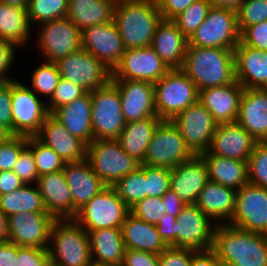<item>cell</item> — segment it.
<instances>
[{"label": "cell", "instance_id": "1", "mask_svg": "<svg viewBox=\"0 0 267 266\" xmlns=\"http://www.w3.org/2000/svg\"><path fill=\"white\" fill-rule=\"evenodd\" d=\"M222 266H267V235L218 224L213 247Z\"/></svg>", "mask_w": 267, "mask_h": 266}, {"label": "cell", "instance_id": "2", "mask_svg": "<svg viewBox=\"0 0 267 266\" xmlns=\"http://www.w3.org/2000/svg\"><path fill=\"white\" fill-rule=\"evenodd\" d=\"M234 49L188 46L180 68L197 90L236 82Z\"/></svg>", "mask_w": 267, "mask_h": 266}, {"label": "cell", "instance_id": "3", "mask_svg": "<svg viewBox=\"0 0 267 266\" xmlns=\"http://www.w3.org/2000/svg\"><path fill=\"white\" fill-rule=\"evenodd\" d=\"M162 19L154 0L115 5L113 21L126 49L151 46Z\"/></svg>", "mask_w": 267, "mask_h": 266}, {"label": "cell", "instance_id": "4", "mask_svg": "<svg viewBox=\"0 0 267 266\" xmlns=\"http://www.w3.org/2000/svg\"><path fill=\"white\" fill-rule=\"evenodd\" d=\"M50 262L58 266H90L89 234L74 219H56L49 238Z\"/></svg>", "mask_w": 267, "mask_h": 266}, {"label": "cell", "instance_id": "5", "mask_svg": "<svg viewBox=\"0 0 267 266\" xmlns=\"http://www.w3.org/2000/svg\"><path fill=\"white\" fill-rule=\"evenodd\" d=\"M86 159L106 186L134 173L141 163L128 155L117 139H97L87 146Z\"/></svg>", "mask_w": 267, "mask_h": 266}, {"label": "cell", "instance_id": "6", "mask_svg": "<svg viewBox=\"0 0 267 266\" xmlns=\"http://www.w3.org/2000/svg\"><path fill=\"white\" fill-rule=\"evenodd\" d=\"M154 96L157 116L161 120H172L198 101L199 91L181 69H171L154 83Z\"/></svg>", "mask_w": 267, "mask_h": 266}, {"label": "cell", "instance_id": "7", "mask_svg": "<svg viewBox=\"0 0 267 266\" xmlns=\"http://www.w3.org/2000/svg\"><path fill=\"white\" fill-rule=\"evenodd\" d=\"M129 213L130 208L116 190L106 186L79 209L73 219L89 233L103 228L120 229Z\"/></svg>", "mask_w": 267, "mask_h": 266}, {"label": "cell", "instance_id": "8", "mask_svg": "<svg viewBox=\"0 0 267 266\" xmlns=\"http://www.w3.org/2000/svg\"><path fill=\"white\" fill-rule=\"evenodd\" d=\"M90 96L94 140L117 139L126 125L118 87L110 80L103 87L91 91Z\"/></svg>", "mask_w": 267, "mask_h": 266}, {"label": "cell", "instance_id": "9", "mask_svg": "<svg viewBox=\"0 0 267 266\" xmlns=\"http://www.w3.org/2000/svg\"><path fill=\"white\" fill-rule=\"evenodd\" d=\"M240 42L237 11L213 6L188 39V46L234 49Z\"/></svg>", "mask_w": 267, "mask_h": 266}, {"label": "cell", "instance_id": "10", "mask_svg": "<svg viewBox=\"0 0 267 266\" xmlns=\"http://www.w3.org/2000/svg\"><path fill=\"white\" fill-rule=\"evenodd\" d=\"M34 28H37L34 47L44 61L55 63L81 47V31L68 17L46 21Z\"/></svg>", "mask_w": 267, "mask_h": 266}, {"label": "cell", "instance_id": "11", "mask_svg": "<svg viewBox=\"0 0 267 266\" xmlns=\"http://www.w3.org/2000/svg\"><path fill=\"white\" fill-rule=\"evenodd\" d=\"M195 154L186 145L178 128L171 120H163L156 128L150 140L142 164L173 169L183 162L191 160Z\"/></svg>", "mask_w": 267, "mask_h": 266}, {"label": "cell", "instance_id": "12", "mask_svg": "<svg viewBox=\"0 0 267 266\" xmlns=\"http://www.w3.org/2000/svg\"><path fill=\"white\" fill-rule=\"evenodd\" d=\"M45 99L35 94L27 84L11 81L12 132L35 136L50 115Z\"/></svg>", "mask_w": 267, "mask_h": 266}, {"label": "cell", "instance_id": "13", "mask_svg": "<svg viewBox=\"0 0 267 266\" xmlns=\"http://www.w3.org/2000/svg\"><path fill=\"white\" fill-rule=\"evenodd\" d=\"M61 78L82 87L86 92L103 87L111 80V71L83 47L55 62Z\"/></svg>", "mask_w": 267, "mask_h": 266}, {"label": "cell", "instance_id": "14", "mask_svg": "<svg viewBox=\"0 0 267 266\" xmlns=\"http://www.w3.org/2000/svg\"><path fill=\"white\" fill-rule=\"evenodd\" d=\"M170 70L151 46L126 49L111 71V80H137L154 84Z\"/></svg>", "mask_w": 267, "mask_h": 266}, {"label": "cell", "instance_id": "15", "mask_svg": "<svg viewBox=\"0 0 267 266\" xmlns=\"http://www.w3.org/2000/svg\"><path fill=\"white\" fill-rule=\"evenodd\" d=\"M171 121L195 155H200L209 149L218 124L200 101L188 106Z\"/></svg>", "mask_w": 267, "mask_h": 266}, {"label": "cell", "instance_id": "16", "mask_svg": "<svg viewBox=\"0 0 267 266\" xmlns=\"http://www.w3.org/2000/svg\"><path fill=\"white\" fill-rule=\"evenodd\" d=\"M176 225V248L195 251L212 249L217 224L196 204H186L182 208L176 217Z\"/></svg>", "mask_w": 267, "mask_h": 266}, {"label": "cell", "instance_id": "17", "mask_svg": "<svg viewBox=\"0 0 267 266\" xmlns=\"http://www.w3.org/2000/svg\"><path fill=\"white\" fill-rule=\"evenodd\" d=\"M228 224L267 235V189L248 182L237 190L235 212Z\"/></svg>", "mask_w": 267, "mask_h": 266}, {"label": "cell", "instance_id": "18", "mask_svg": "<svg viewBox=\"0 0 267 266\" xmlns=\"http://www.w3.org/2000/svg\"><path fill=\"white\" fill-rule=\"evenodd\" d=\"M8 241L18 246L48 248L56 220L47 212H21L7 217Z\"/></svg>", "mask_w": 267, "mask_h": 266}, {"label": "cell", "instance_id": "19", "mask_svg": "<svg viewBox=\"0 0 267 266\" xmlns=\"http://www.w3.org/2000/svg\"><path fill=\"white\" fill-rule=\"evenodd\" d=\"M81 47L112 71L126 50L114 21L81 30Z\"/></svg>", "mask_w": 267, "mask_h": 266}, {"label": "cell", "instance_id": "20", "mask_svg": "<svg viewBox=\"0 0 267 266\" xmlns=\"http://www.w3.org/2000/svg\"><path fill=\"white\" fill-rule=\"evenodd\" d=\"M111 81L118 87L126 123L147 117H158L155 110L153 83L137 80Z\"/></svg>", "mask_w": 267, "mask_h": 266}, {"label": "cell", "instance_id": "21", "mask_svg": "<svg viewBox=\"0 0 267 266\" xmlns=\"http://www.w3.org/2000/svg\"><path fill=\"white\" fill-rule=\"evenodd\" d=\"M258 142L238 123L218 124L209 149L200 155H217L247 161Z\"/></svg>", "mask_w": 267, "mask_h": 266}, {"label": "cell", "instance_id": "22", "mask_svg": "<svg viewBox=\"0 0 267 266\" xmlns=\"http://www.w3.org/2000/svg\"><path fill=\"white\" fill-rule=\"evenodd\" d=\"M236 123L257 142H267V88H244Z\"/></svg>", "mask_w": 267, "mask_h": 266}, {"label": "cell", "instance_id": "23", "mask_svg": "<svg viewBox=\"0 0 267 266\" xmlns=\"http://www.w3.org/2000/svg\"><path fill=\"white\" fill-rule=\"evenodd\" d=\"M64 176L72 195V219L106 185L92 170L85 158L78 162H66Z\"/></svg>", "mask_w": 267, "mask_h": 266}, {"label": "cell", "instance_id": "24", "mask_svg": "<svg viewBox=\"0 0 267 266\" xmlns=\"http://www.w3.org/2000/svg\"><path fill=\"white\" fill-rule=\"evenodd\" d=\"M209 181L208 168L200 155L171 169L170 189L185 204H195L198 195Z\"/></svg>", "mask_w": 267, "mask_h": 266}, {"label": "cell", "instance_id": "25", "mask_svg": "<svg viewBox=\"0 0 267 266\" xmlns=\"http://www.w3.org/2000/svg\"><path fill=\"white\" fill-rule=\"evenodd\" d=\"M35 137L50 147L65 162H78L86 158L87 145L81 139L73 136L51 114L46 118Z\"/></svg>", "mask_w": 267, "mask_h": 266}, {"label": "cell", "instance_id": "26", "mask_svg": "<svg viewBox=\"0 0 267 266\" xmlns=\"http://www.w3.org/2000/svg\"><path fill=\"white\" fill-rule=\"evenodd\" d=\"M233 52L236 81L243 88H267V51L239 42Z\"/></svg>", "mask_w": 267, "mask_h": 266}, {"label": "cell", "instance_id": "27", "mask_svg": "<svg viewBox=\"0 0 267 266\" xmlns=\"http://www.w3.org/2000/svg\"><path fill=\"white\" fill-rule=\"evenodd\" d=\"M243 90L237 81L229 85L206 88L199 91L198 101L210 111L217 124L234 123Z\"/></svg>", "mask_w": 267, "mask_h": 266}, {"label": "cell", "instance_id": "28", "mask_svg": "<svg viewBox=\"0 0 267 266\" xmlns=\"http://www.w3.org/2000/svg\"><path fill=\"white\" fill-rule=\"evenodd\" d=\"M237 190L208 181L195 204L215 224H228L234 215Z\"/></svg>", "mask_w": 267, "mask_h": 266}, {"label": "cell", "instance_id": "29", "mask_svg": "<svg viewBox=\"0 0 267 266\" xmlns=\"http://www.w3.org/2000/svg\"><path fill=\"white\" fill-rule=\"evenodd\" d=\"M36 185L47 213L55 219H72V195L63 170L39 176Z\"/></svg>", "mask_w": 267, "mask_h": 266}, {"label": "cell", "instance_id": "30", "mask_svg": "<svg viewBox=\"0 0 267 266\" xmlns=\"http://www.w3.org/2000/svg\"><path fill=\"white\" fill-rule=\"evenodd\" d=\"M151 47L170 69H180L188 39L172 20L162 19L156 27Z\"/></svg>", "mask_w": 267, "mask_h": 266}, {"label": "cell", "instance_id": "31", "mask_svg": "<svg viewBox=\"0 0 267 266\" xmlns=\"http://www.w3.org/2000/svg\"><path fill=\"white\" fill-rule=\"evenodd\" d=\"M91 109L90 92H86L83 96L58 108L51 115L73 136L81 139L88 146L94 140Z\"/></svg>", "mask_w": 267, "mask_h": 266}, {"label": "cell", "instance_id": "32", "mask_svg": "<svg viewBox=\"0 0 267 266\" xmlns=\"http://www.w3.org/2000/svg\"><path fill=\"white\" fill-rule=\"evenodd\" d=\"M88 234L94 264L121 266L126 250L121 229L103 228L92 230Z\"/></svg>", "mask_w": 267, "mask_h": 266}, {"label": "cell", "instance_id": "33", "mask_svg": "<svg viewBox=\"0 0 267 266\" xmlns=\"http://www.w3.org/2000/svg\"><path fill=\"white\" fill-rule=\"evenodd\" d=\"M120 229L127 249L159 255L168 247L161 239L156 225L149 224L131 213L127 215Z\"/></svg>", "mask_w": 267, "mask_h": 266}, {"label": "cell", "instance_id": "34", "mask_svg": "<svg viewBox=\"0 0 267 266\" xmlns=\"http://www.w3.org/2000/svg\"><path fill=\"white\" fill-rule=\"evenodd\" d=\"M35 30L29 21L27 8L10 6L0 1V39L18 48L28 49Z\"/></svg>", "mask_w": 267, "mask_h": 266}, {"label": "cell", "instance_id": "35", "mask_svg": "<svg viewBox=\"0 0 267 266\" xmlns=\"http://www.w3.org/2000/svg\"><path fill=\"white\" fill-rule=\"evenodd\" d=\"M162 121L159 117H147L142 120L128 122L117 140L128 155L142 164L149 142L153 138L157 126Z\"/></svg>", "mask_w": 267, "mask_h": 266}, {"label": "cell", "instance_id": "36", "mask_svg": "<svg viewBox=\"0 0 267 266\" xmlns=\"http://www.w3.org/2000/svg\"><path fill=\"white\" fill-rule=\"evenodd\" d=\"M114 0H68L67 17L81 31L97 24L112 22Z\"/></svg>", "mask_w": 267, "mask_h": 266}, {"label": "cell", "instance_id": "37", "mask_svg": "<svg viewBox=\"0 0 267 266\" xmlns=\"http://www.w3.org/2000/svg\"><path fill=\"white\" fill-rule=\"evenodd\" d=\"M207 164L209 180L239 190L248 183L247 161L217 155H200Z\"/></svg>", "mask_w": 267, "mask_h": 266}, {"label": "cell", "instance_id": "38", "mask_svg": "<svg viewBox=\"0 0 267 266\" xmlns=\"http://www.w3.org/2000/svg\"><path fill=\"white\" fill-rule=\"evenodd\" d=\"M0 211L7 217L21 212H47L36 184H25L11 193L0 195Z\"/></svg>", "mask_w": 267, "mask_h": 266}, {"label": "cell", "instance_id": "39", "mask_svg": "<svg viewBox=\"0 0 267 266\" xmlns=\"http://www.w3.org/2000/svg\"><path fill=\"white\" fill-rule=\"evenodd\" d=\"M42 62L32 70L31 76H28L31 84H27V86L39 97H45L47 102L52 97L61 76L56 63L44 60Z\"/></svg>", "mask_w": 267, "mask_h": 266}, {"label": "cell", "instance_id": "40", "mask_svg": "<svg viewBox=\"0 0 267 266\" xmlns=\"http://www.w3.org/2000/svg\"><path fill=\"white\" fill-rule=\"evenodd\" d=\"M118 196L131 208L138 201L146 198L145 165L134 173L128 174L119 179L113 186Z\"/></svg>", "mask_w": 267, "mask_h": 266}, {"label": "cell", "instance_id": "41", "mask_svg": "<svg viewBox=\"0 0 267 266\" xmlns=\"http://www.w3.org/2000/svg\"><path fill=\"white\" fill-rule=\"evenodd\" d=\"M28 16L32 27L40 23L67 17L68 0H29Z\"/></svg>", "mask_w": 267, "mask_h": 266}, {"label": "cell", "instance_id": "42", "mask_svg": "<svg viewBox=\"0 0 267 266\" xmlns=\"http://www.w3.org/2000/svg\"><path fill=\"white\" fill-rule=\"evenodd\" d=\"M27 147L32 151L39 176L64 169L66 162L35 136L28 137Z\"/></svg>", "mask_w": 267, "mask_h": 266}, {"label": "cell", "instance_id": "43", "mask_svg": "<svg viewBox=\"0 0 267 266\" xmlns=\"http://www.w3.org/2000/svg\"><path fill=\"white\" fill-rule=\"evenodd\" d=\"M212 4L210 0H197L175 16L172 21L183 35L189 39L206 19Z\"/></svg>", "mask_w": 267, "mask_h": 266}, {"label": "cell", "instance_id": "44", "mask_svg": "<svg viewBox=\"0 0 267 266\" xmlns=\"http://www.w3.org/2000/svg\"><path fill=\"white\" fill-rule=\"evenodd\" d=\"M248 181L267 189V142H258L247 160Z\"/></svg>", "mask_w": 267, "mask_h": 266}, {"label": "cell", "instance_id": "45", "mask_svg": "<svg viewBox=\"0 0 267 266\" xmlns=\"http://www.w3.org/2000/svg\"><path fill=\"white\" fill-rule=\"evenodd\" d=\"M240 33L248 26L267 20V0H243L237 10Z\"/></svg>", "mask_w": 267, "mask_h": 266}, {"label": "cell", "instance_id": "46", "mask_svg": "<svg viewBox=\"0 0 267 266\" xmlns=\"http://www.w3.org/2000/svg\"><path fill=\"white\" fill-rule=\"evenodd\" d=\"M86 91L73 82L61 78L54 90L52 97L47 101V107L50 114L58 108L69 104L73 100L83 96Z\"/></svg>", "mask_w": 267, "mask_h": 266}, {"label": "cell", "instance_id": "47", "mask_svg": "<svg viewBox=\"0 0 267 266\" xmlns=\"http://www.w3.org/2000/svg\"><path fill=\"white\" fill-rule=\"evenodd\" d=\"M130 213L135 217L153 225H157L165 214L162 197H146L130 208Z\"/></svg>", "mask_w": 267, "mask_h": 266}, {"label": "cell", "instance_id": "48", "mask_svg": "<svg viewBox=\"0 0 267 266\" xmlns=\"http://www.w3.org/2000/svg\"><path fill=\"white\" fill-rule=\"evenodd\" d=\"M171 169L145 165L146 197H162L170 189Z\"/></svg>", "mask_w": 267, "mask_h": 266}, {"label": "cell", "instance_id": "49", "mask_svg": "<svg viewBox=\"0 0 267 266\" xmlns=\"http://www.w3.org/2000/svg\"><path fill=\"white\" fill-rule=\"evenodd\" d=\"M28 137L15 135L0 145V171L13 170L20 153L27 147Z\"/></svg>", "mask_w": 267, "mask_h": 266}, {"label": "cell", "instance_id": "50", "mask_svg": "<svg viewBox=\"0 0 267 266\" xmlns=\"http://www.w3.org/2000/svg\"><path fill=\"white\" fill-rule=\"evenodd\" d=\"M24 184H37L39 174L32 151L26 147L19 155V158L12 170Z\"/></svg>", "mask_w": 267, "mask_h": 266}, {"label": "cell", "instance_id": "51", "mask_svg": "<svg viewBox=\"0 0 267 266\" xmlns=\"http://www.w3.org/2000/svg\"><path fill=\"white\" fill-rule=\"evenodd\" d=\"M49 262L48 248L17 245L16 266H47Z\"/></svg>", "mask_w": 267, "mask_h": 266}, {"label": "cell", "instance_id": "52", "mask_svg": "<svg viewBox=\"0 0 267 266\" xmlns=\"http://www.w3.org/2000/svg\"><path fill=\"white\" fill-rule=\"evenodd\" d=\"M21 49L9 41L0 39V82H11L16 80L13 76L8 75L17 63V52ZM13 66V67H12Z\"/></svg>", "mask_w": 267, "mask_h": 266}, {"label": "cell", "instance_id": "53", "mask_svg": "<svg viewBox=\"0 0 267 266\" xmlns=\"http://www.w3.org/2000/svg\"><path fill=\"white\" fill-rule=\"evenodd\" d=\"M240 42L244 45L267 51V20L246 27L240 33Z\"/></svg>", "mask_w": 267, "mask_h": 266}, {"label": "cell", "instance_id": "54", "mask_svg": "<svg viewBox=\"0 0 267 266\" xmlns=\"http://www.w3.org/2000/svg\"><path fill=\"white\" fill-rule=\"evenodd\" d=\"M195 250L167 247L159 254V266H190Z\"/></svg>", "mask_w": 267, "mask_h": 266}, {"label": "cell", "instance_id": "55", "mask_svg": "<svg viewBox=\"0 0 267 266\" xmlns=\"http://www.w3.org/2000/svg\"><path fill=\"white\" fill-rule=\"evenodd\" d=\"M121 266H159V255L126 248Z\"/></svg>", "mask_w": 267, "mask_h": 266}, {"label": "cell", "instance_id": "56", "mask_svg": "<svg viewBox=\"0 0 267 266\" xmlns=\"http://www.w3.org/2000/svg\"><path fill=\"white\" fill-rule=\"evenodd\" d=\"M11 82H0V125L12 130Z\"/></svg>", "mask_w": 267, "mask_h": 266}, {"label": "cell", "instance_id": "57", "mask_svg": "<svg viewBox=\"0 0 267 266\" xmlns=\"http://www.w3.org/2000/svg\"><path fill=\"white\" fill-rule=\"evenodd\" d=\"M195 1L197 0H154V3L164 20H172Z\"/></svg>", "mask_w": 267, "mask_h": 266}, {"label": "cell", "instance_id": "58", "mask_svg": "<svg viewBox=\"0 0 267 266\" xmlns=\"http://www.w3.org/2000/svg\"><path fill=\"white\" fill-rule=\"evenodd\" d=\"M176 217L164 214L156 225L158 233L168 247L176 248Z\"/></svg>", "mask_w": 267, "mask_h": 266}, {"label": "cell", "instance_id": "59", "mask_svg": "<svg viewBox=\"0 0 267 266\" xmlns=\"http://www.w3.org/2000/svg\"><path fill=\"white\" fill-rule=\"evenodd\" d=\"M25 184L12 171H0V195L20 189Z\"/></svg>", "mask_w": 267, "mask_h": 266}, {"label": "cell", "instance_id": "60", "mask_svg": "<svg viewBox=\"0 0 267 266\" xmlns=\"http://www.w3.org/2000/svg\"><path fill=\"white\" fill-rule=\"evenodd\" d=\"M190 266H222L216 253L210 249L205 251H196L190 261Z\"/></svg>", "mask_w": 267, "mask_h": 266}, {"label": "cell", "instance_id": "61", "mask_svg": "<svg viewBox=\"0 0 267 266\" xmlns=\"http://www.w3.org/2000/svg\"><path fill=\"white\" fill-rule=\"evenodd\" d=\"M165 214L177 217L182 208L186 205L171 189L162 196Z\"/></svg>", "mask_w": 267, "mask_h": 266}, {"label": "cell", "instance_id": "62", "mask_svg": "<svg viewBox=\"0 0 267 266\" xmlns=\"http://www.w3.org/2000/svg\"><path fill=\"white\" fill-rule=\"evenodd\" d=\"M17 245L11 242L0 243V266H16Z\"/></svg>", "mask_w": 267, "mask_h": 266}, {"label": "cell", "instance_id": "63", "mask_svg": "<svg viewBox=\"0 0 267 266\" xmlns=\"http://www.w3.org/2000/svg\"><path fill=\"white\" fill-rule=\"evenodd\" d=\"M243 0H210L211 4L216 7L229 8L237 11Z\"/></svg>", "mask_w": 267, "mask_h": 266}, {"label": "cell", "instance_id": "64", "mask_svg": "<svg viewBox=\"0 0 267 266\" xmlns=\"http://www.w3.org/2000/svg\"><path fill=\"white\" fill-rule=\"evenodd\" d=\"M7 223V216L0 211V243L8 242Z\"/></svg>", "mask_w": 267, "mask_h": 266}, {"label": "cell", "instance_id": "65", "mask_svg": "<svg viewBox=\"0 0 267 266\" xmlns=\"http://www.w3.org/2000/svg\"><path fill=\"white\" fill-rule=\"evenodd\" d=\"M14 136L15 134L12 132L11 129L0 125V145L8 142Z\"/></svg>", "mask_w": 267, "mask_h": 266}, {"label": "cell", "instance_id": "66", "mask_svg": "<svg viewBox=\"0 0 267 266\" xmlns=\"http://www.w3.org/2000/svg\"><path fill=\"white\" fill-rule=\"evenodd\" d=\"M1 2L10 6H16L20 8H27L29 0H0Z\"/></svg>", "mask_w": 267, "mask_h": 266}, {"label": "cell", "instance_id": "67", "mask_svg": "<svg viewBox=\"0 0 267 266\" xmlns=\"http://www.w3.org/2000/svg\"><path fill=\"white\" fill-rule=\"evenodd\" d=\"M115 4H122V3H131V2H139V1H144V0H114Z\"/></svg>", "mask_w": 267, "mask_h": 266}, {"label": "cell", "instance_id": "68", "mask_svg": "<svg viewBox=\"0 0 267 266\" xmlns=\"http://www.w3.org/2000/svg\"><path fill=\"white\" fill-rule=\"evenodd\" d=\"M47 266H58V265H55V264L49 262Z\"/></svg>", "mask_w": 267, "mask_h": 266}, {"label": "cell", "instance_id": "69", "mask_svg": "<svg viewBox=\"0 0 267 266\" xmlns=\"http://www.w3.org/2000/svg\"><path fill=\"white\" fill-rule=\"evenodd\" d=\"M90 266H105V265H97V264L92 263Z\"/></svg>", "mask_w": 267, "mask_h": 266}]
</instances>
